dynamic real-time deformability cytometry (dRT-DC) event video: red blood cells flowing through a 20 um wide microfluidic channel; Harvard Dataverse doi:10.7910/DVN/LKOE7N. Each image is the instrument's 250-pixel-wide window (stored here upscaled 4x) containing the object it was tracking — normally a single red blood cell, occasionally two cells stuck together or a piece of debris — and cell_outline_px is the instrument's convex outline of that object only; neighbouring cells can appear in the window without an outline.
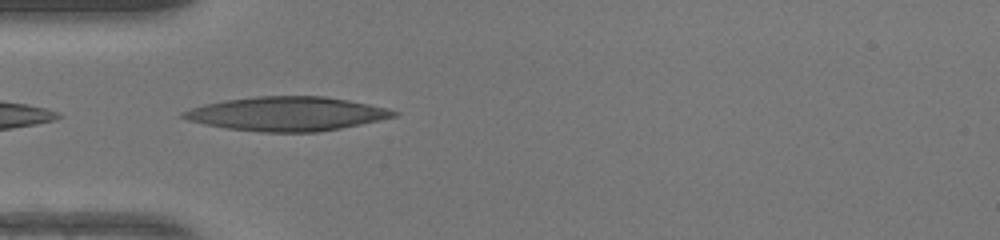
{"species": "human", "species_latin": "Homo sapiens", "temperature_condition": "warm", "stored_images_in_passage": 33, "camera_frame_rate_fps": 3000, "um_per_image_px": 0.085, "donor": {"sex": "female"}, "frame": {"image": 1, "passage_image": 1, "time_ms": 0.0, "image_size_px": [1000, 240], "cell_outline_px": [[400, 112], [396, 116], [380, 120], [340, 128], [316, 132], [260, 132], [228, 128], [204, 124], [188, 120], [180, 116], [180, 112], [204, 104], [224, 100], [256, 96], [324, 96], [348, 100], [388, 108]], "centroid_in_image_um": [24.37, 9.67], "position_along_channel_um": 60.6, "area_um2": 41.67}}
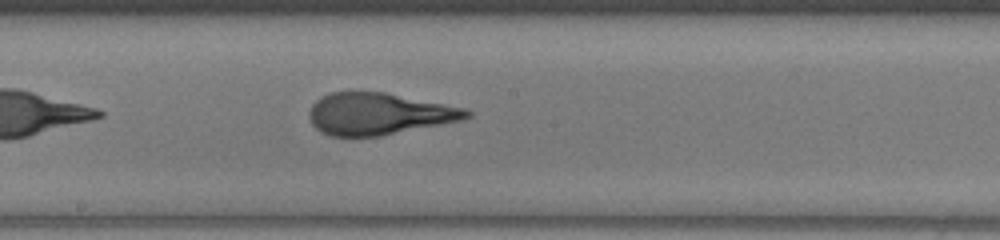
{"frame": {"image": 2, "passage_image": 12, "time_ms": 3.667, "image_size_px": [1000, 240], "cell_outline_px": [[472, 116], [464, 120], [380, 136], [332, 136], [320, 132], [312, 124], [308, 116], [308, 112], [312, 104], [320, 96], [332, 92], [384, 92], [464, 108], [472, 112]], "centroid_in_image_um": [32.18, 9.68], "position_along_channel_um": 216.0, "area_um2": 38.38}}
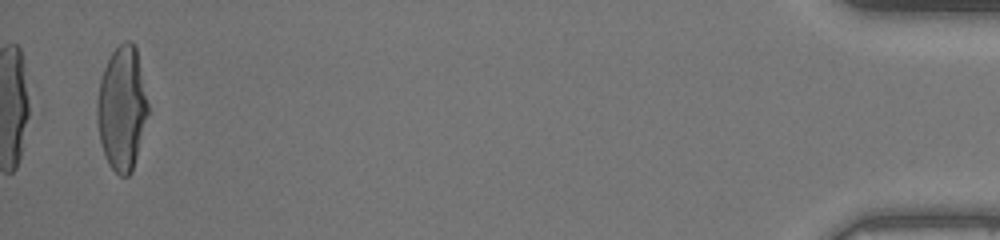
{"frame": {"image": 3, "passage_image": 33, "time_ms": 10.667, "image_size_px": [1000, 240], "cell_outline_px": [[148, 112], [132, 172], [128, 176], [120, 176], [108, 164], [104, 156], [100, 140], [96, 112], [96, 100], [100, 80], [104, 68], [112, 52], [124, 40], [132, 40], [136, 48], [148, 104]], "centroid_in_image_um": [10.35, 9.21], "position_along_channel_um": 424.9, "area_um2": 36.53}, "authors_computed_cell_mechanics": {"area_um2": 38.7838, "velocity_mm_per_s": 4.3134, "shape_relaxation_time_tau1_ms": 9.1409, "shape_relaxation_time_tau2_ms": 0.88, "deformation_change_tau1": 0.4211, "deformation_change_tau2": 0.101}}